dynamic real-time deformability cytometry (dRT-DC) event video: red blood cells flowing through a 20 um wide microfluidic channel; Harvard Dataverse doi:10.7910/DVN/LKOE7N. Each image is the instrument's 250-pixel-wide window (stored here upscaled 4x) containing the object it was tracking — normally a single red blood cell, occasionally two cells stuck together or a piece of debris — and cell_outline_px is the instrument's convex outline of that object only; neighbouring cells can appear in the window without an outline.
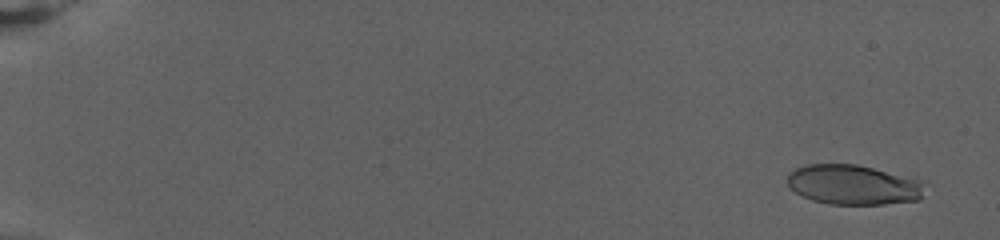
{"species": "human", "species_latin": "Homo sapiens", "temperature_condition": "warm", "stored_images_in_passage": 77, "camera_frame_rate_fps": 3000, "um_per_image_px": 0.085, "donor": {"sex": "female"}, "frame": {"image": 1, "passage_image": 5, "time_ms": 1.333, "image_size_px": [1000, 240], "cell_outline_px": [[920, 200], [884, 204], [828, 204], [812, 200], [796, 192], [788, 184], [788, 172], [796, 168], [808, 164], [856, 164], [872, 168], [912, 180], [920, 184]], "centroid_in_image_um": [72.39, 15.71], "position_along_channel_um": 12.6, "area_um2": 30.87}}
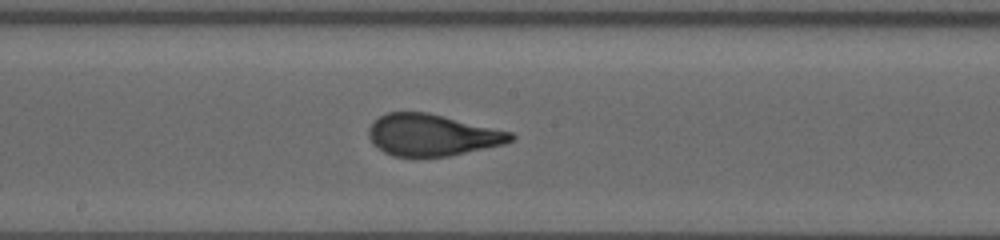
{"frame": {"image": 2, "passage_image": 45, "time_ms": 14.667, "image_size_px": [1000, 240], "cell_outline_px": [[516, 136], [512, 140], [504, 144], [448, 156], [392, 156], [384, 152], [372, 144], [368, 136], [368, 128], [380, 116], [388, 112], [428, 112], [512, 132]], "centroid_in_image_um": [36.72, 11.47], "position_along_channel_um": 211.5, "area_um2": 34.33}}
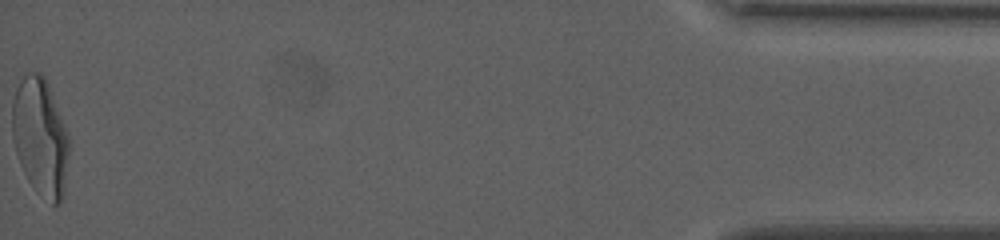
{"frame": {"image": 3, "passage_image": 77, "time_ms": 25.333, "image_size_px": [1000, 240], "cell_outline_px": [[68, 156], [64, 196], [60, 204], [52, 204], [36, 192], [28, 180], [24, 172], [16, 152], [12, 136], [12, 104], [16, 88], [20, 80], [28, 72], [40, 72], [44, 76], [48, 84], [68, 132]], "centroid_in_image_um": [3.43, 11.65], "position_along_channel_um": 431.8, "area_um2": 39.02}, "authors_computed_cell_mechanics": {"area_um2": 34.1598, "velocity_mm_per_s": 2.8496, "shape_relaxation_time_tau1_ms": 10.0866, "shape_relaxation_time_tau2_ms": null, "deformation_change_tau1": 0.3218, "deformation_change_tau2": null}}